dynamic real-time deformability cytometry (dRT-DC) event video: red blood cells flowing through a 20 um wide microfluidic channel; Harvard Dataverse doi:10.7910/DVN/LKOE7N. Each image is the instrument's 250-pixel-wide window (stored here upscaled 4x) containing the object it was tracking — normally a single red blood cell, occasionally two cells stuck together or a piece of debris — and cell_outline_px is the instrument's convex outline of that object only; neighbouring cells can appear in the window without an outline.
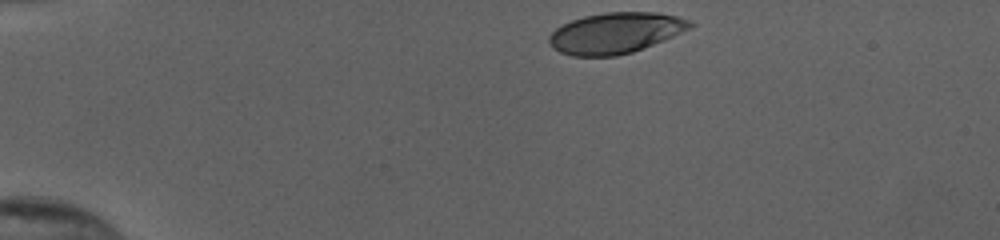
{"species": "human", "species_latin": "Homo sapiens", "temperature_condition": "cold", "stored_images_in_passage": 35, "camera_frame_rate_fps": 3000, "um_per_image_px": 0.085, "donor": {"sex": "female"}, "frame": {"image": 1, "passage_image": 1, "time_ms": 0.0, "image_size_px": [1000, 240], "cell_outline_px": [[696, 24], [692, 28], [664, 40], [632, 52], [616, 56], [572, 56], [560, 52], [552, 48], [548, 44], [548, 36], [556, 28], [572, 20], [584, 16], [604, 12], [656, 12], [676, 16], [692, 20]], "centroid_in_image_um": [52.33, 2.8], "position_along_channel_um": 32.7, "area_um2": 33.76}}
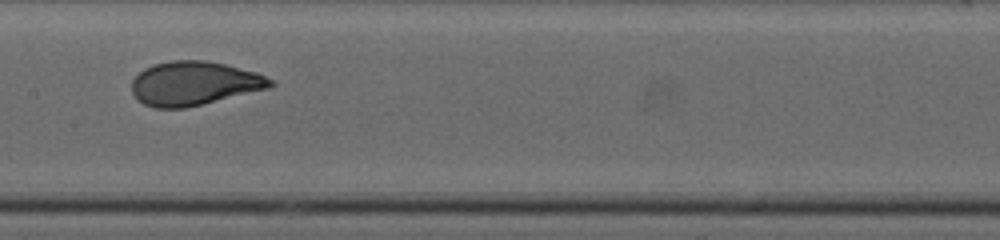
{"frame": {"image": 2, "passage_image": 19, "time_ms": 6.0, "image_size_px": [1000, 240], "cell_outline_px": [[276, 84], [272, 88], [184, 108], [156, 108], [144, 104], [136, 100], [132, 92], [132, 80], [144, 68], [152, 64], [172, 60], [204, 60], [224, 64], [256, 72], [272, 80]], "centroid_in_image_um": [16.5, 7.09], "position_along_channel_um": 190.9, "area_um2": 35.6}}
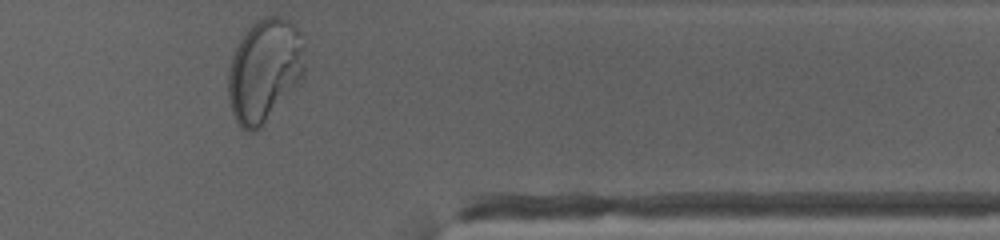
{"frame": {"image": 3, "passage_image": 35, "time_ms": 11.333, "image_size_px": [1000, 240], "cell_outline_px": [[304, 76], [260, 128], [256, 132], [248, 132], [240, 128], [232, 112], [228, 100], [228, 68], [232, 56], [244, 32], [256, 20], [264, 16], [276, 16], [288, 20], [296, 28], [304, 44]], "centroid_in_image_um": [22.46, 5.99], "position_along_channel_um": 388.9, "area_um2": 46.01}, "authors_computed_cell_mechanics": {"area_um2": 35.258, "velocity_mm_per_s": 3.8853, "shape_relaxation_time_tau1_ms": 3.6697, "shape_relaxation_time_tau2_ms": null, "deformation_change_tau1": 0.1948, "deformation_change_tau2": null}}